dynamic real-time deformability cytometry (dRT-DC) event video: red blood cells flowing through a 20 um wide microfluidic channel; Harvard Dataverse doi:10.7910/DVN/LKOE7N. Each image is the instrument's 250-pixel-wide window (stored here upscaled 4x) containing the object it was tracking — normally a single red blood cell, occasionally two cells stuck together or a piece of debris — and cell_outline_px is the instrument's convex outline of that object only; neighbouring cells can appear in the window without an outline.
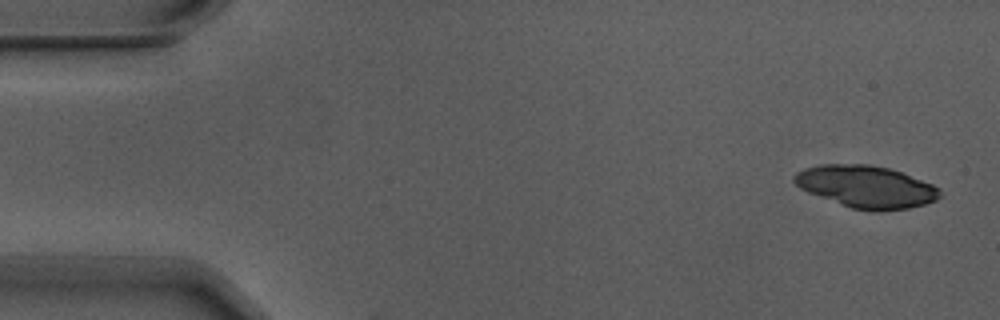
{"species": "Egyptian fruit bat (a non-hibernating species)", "species_latin": "Rousettus aegyptiacus", "temperature_condition": "warm", "stored_images_in_passage": 2, "camera_frame_rate_fps": 3000, "um_per_image_px": 0.085, "animal": {"sex": "male"}, "frame": {"image": 1, "passage_image": 1, "time_ms": 0.0, "image_size_px": [1000, 320], "cell_outline_px": [[940, 196], [936, 200], [924, 204], [908, 208], [876, 212], [852, 208], [808, 192], [800, 188], [792, 180], [792, 176], [796, 172], [804, 168], [820, 164], [868, 164], [888, 168], [900, 172], [932, 184], [940, 188]], "centroid_in_image_um": [73.6, 15.86], "position_along_channel_um": 11.4, "area_um2": 35.66}}